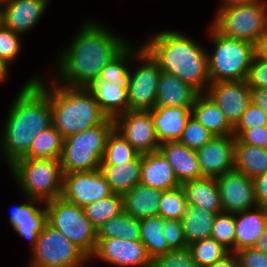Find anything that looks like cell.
I'll list each match as a JSON object with an SVG mask.
<instances>
[{
    "instance_id": "obj_1",
    "label": "cell",
    "mask_w": 267,
    "mask_h": 267,
    "mask_svg": "<svg viewBox=\"0 0 267 267\" xmlns=\"http://www.w3.org/2000/svg\"><path fill=\"white\" fill-rule=\"evenodd\" d=\"M98 21H82L69 45L58 50L50 78L62 85L86 87L131 42Z\"/></svg>"
},
{
    "instance_id": "obj_2",
    "label": "cell",
    "mask_w": 267,
    "mask_h": 267,
    "mask_svg": "<svg viewBox=\"0 0 267 267\" xmlns=\"http://www.w3.org/2000/svg\"><path fill=\"white\" fill-rule=\"evenodd\" d=\"M13 98L0 133V158L8 167L52 125L49 93L37 81H25Z\"/></svg>"
},
{
    "instance_id": "obj_3",
    "label": "cell",
    "mask_w": 267,
    "mask_h": 267,
    "mask_svg": "<svg viewBox=\"0 0 267 267\" xmlns=\"http://www.w3.org/2000/svg\"><path fill=\"white\" fill-rule=\"evenodd\" d=\"M143 46L158 61L160 69L179 77L199 93H205L210 81L207 50L196 39L177 30L149 34Z\"/></svg>"
},
{
    "instance_id": "obj_4",
    "label": "cell",
    "mask_w": 267,
    "mask_h": 267,
    "mask_svg": "<svg viewBox=\"0 0 267 267\" xmlns=\"http://www.w3.org/2000/svg\"><path fill=\"white\" fill-rule=\"evenodd\" d=\"M32 76L26 82L37 81L49 93L52 125L63 138L100 125L108 119L86 87L62 85L53 78L48 83L40 74Z\"/></svg>"
},
{
    "instance_id": "obj_5",
    "label": "cell",
    "mask_w": 267,
    "mask_h": 267,
    "mask_svg": "<svg viewBox=\"0 0 267 267\" xmlns=\"http://www.w3.org/2000/svg\"><path fill=\"white\" fill-rule=\"evenodd\" d=\"M8 168L22 195L45 203L62 196L60 159L19 158Z\"/></svg>"
},
{
    "instance_id": "obj_6",
    "label": "cell",
    "mask_w": 267,
    "mask_h": 267,
    "mask_svg": "<svg viewBox=\"0 0 267 267\" xmlns=\"http://www.w3.org/2000/svg\"><path fill=\"white\" fill-rule=\"evenodd\" d=\"M208 34L209 42L214 47L207 51L210 81L246 80L255 55V45L224 37L211 25Z\"/></svg>"
},
{
    "instance_id": "obj_7",
    "label": "cell",
    "mask_w": 267,
    "mask_h": 267,
    "mask_svg": "<svg viewBox=\"0 0 267 267\" xmlns=\"http://www.w3.org/2000/svg\"><path fill=\"white\" fill-rule=\"evenodd\" d=\"M113 129L114 121L108 118L100 125L64 138L60 159L63 174L98 170Z\"/></svg>"
},
{
    "instance_id": "obj_8",
    "label": "cell",
    "mask_w": 267,
    "mask_h": 267,
    "mask_svg": "<svg viewBox=\"0 0 267 267\" xmlns=\"http://www.w3.org/2000/svg\"><path fill=\"white\" fill-rule=\"evenodd\" d=\"M209 24L230 39L256 44L267 28V0H256L216 10Z\"/></svg>"
},
{
    "instance_id": "obj_9",
    "label": "cell",
    "mask_w": 267,
    "mask_h": 267,
    "mask_svg": "<svg viewBox=\"0 0 267 267\" xmlns=\"http://www.w3.org/2000/svg\"><path fill=\"white\" fill-rule=\"evenodd\" d=\"M47 223L59 230L89 258L97 247V229L86 217L83 207L62 196L45 203Z\"/></svg>"
},
{
    "instance_id": "obj_10",
    "label": "cell",
    "mask_w": 267,
    "mask_h": 267,
    "mask_svg": "<svg viewBox=\"0 0 267 267\" xmlns=\"http://www.w3.org/2000/svg\"><path fill=\"white\" fill-rule=\"evenodd\" d=\"M30 250L28 267H83L90 263L79 247L48 223Z\"/></svg>"
},
{
    "instance_id": "obj_11",
    "label": "cell",
    "mask_w": 267,
    "mask_h": 267,
    "mask_svg": "<svg viewBox=\"0 0 267 267\" xmlns=\"http://www.w3.org/2000/svg\"><path fill=\"white\" fill-rule=\"evenodd\" d=\"M138 46L133 42V59L127 92L129 110L149 111L155 107L161 69L158 61L143 44ZM133 62H136L135 66Z\"/></svg>"
},
{
    "instance_id": "obj_12",
    "label": "cell",
    "mask_w": 267,
    "mask_h": 267,
    "mask_svg": "<svg viewBox=\"0 0 267 267\" xmlns=\"http://www.w3.org/2000/svg\"><path fill=\"white\" fill-rule=\"evenodd\" d=\"M114 130L139 153L146 154L159 150L160 142L151 116V110H129L113 119Z\"/></svg>"
},
{
    "instance_id": "obj_13",
    "label": "cell",
    "mask_w": 267,
    "mask_h": 267,
    "mask_svg": "<svg viewBox=\"0 0 267 267\" xmlns=\"http://www.w3.org/2000/svg\"><path fill=\"white\" fill-rule=\"evenodd\" d=\"M94 260L114 267H151L152 261L140 240L115 237L97 238V247L90 263Z\"/></svg>"
},
{
    "instance_id": "obj_14",
    "label": "cell",
    "mask_w": 267,
    "mask_h": 267,
    "mask_svg": "<svg viewBox=\"0 0 267 267\" xmlns=\"http://www.w3.org/2000/svg\"><path fill=\"white\" fill-rule=\"evenodd\" d=\"M113 194L101 171H83L63 174L62 197L80 207Z\"/></svg>"
},
{
    "instance_id": "obj_15",
    "label": "cell",
    "mask_w": 267,
    "mask_h": 267,
    "mask_svg": "<svg viewBox=\"0 0 267 267\" xmlns=\"http://www.w3.org/2000/svg\"><path fill=\"white\" fill-rule=\"evenodd\" d=\"M223 212L236 214L257 206L253 181L244 173L232 169L216 178Z\"/></svg>"
},
{
    "instance_id": "obj_16",
    "label": "cell",
    "mask_w": 267,
    "mask_h": 267,
    "mask_svg": "<svg viewBox=\"0 0 267 267\" xmlns=\"http://www.w3.org/2000/svg\"><path fill=\"white\" fill-rule=\"evenodd\" d=\"M234 127L251 103V89L246 80L211 82L205 92Z\"/></svg>"
},
{
    "instance_id": "obj_17",
    "label": "cell",
    "mask_w": 267,
    "mask_h": 267,
    "mask_svg": "<svg viewBox=\"0 0 267 267\" xmlns=\"http://www.w3.org/2000/svg\"><path fill=\"white\" fill-rule=\"evenodd\" d=\"M234 136H214L196 150L203 177L217 178L234 169Z\"/></svg>"
},
{
    "instance_id": "obj_18",
    "label": "cell",
    "mask_w": 267,
    "mask_h": 267,
    "mask_svg": "<svg viewBox=\"0 0 267 267\" xmlns=\"http://www.w3.org/2000/svg\"><path fill=\"white\" fill-rule=\"evenodd\" d=\"M23 196L25 200L22 203L11 207L9 222L20 238L28 240L32 249L47 223V212L45 202Z\"/></svg>"
},
{
    "instance_id": "obj_19",
    "label": "cell",
    "mask_w": 267,
    "mask_h": 267,
    "mask_svg": "<svg viewBox=\"0 0 267 267\" xmlns=\"http://www.w3.org/2000/svg\"><path fill=\"white\" fill-rule=\"evenodd\" d=\"M51 0H9L3 7L4 27L25 36L38 25Z\"/></svg>"
},
{
    "instance_id": "obj_20",
    "label": "cell",
    "mask_w": 267,
    "mask_h": 267,
    "mask_svg": "<svg viewBox=\"0 0 267 267\" xmlns=\"http://www.w3.org/2000/svg\"><path fill=\"white\" fill-rule=\"evenodd\" d=\"M159 151L173 168L180 184L203 177L196 150L179 141H167L160 144Z\"/></svg>"
},
{
    "instance_id": "obj_21",
    "label": "cell",
    "mask_w": 267,
    "mask_h": 267,
    "mask_svg": "<svg viewBox=\"0 0 267 267\" xmlns=\"http://www.w3.org/2000/svg\"><path fill=\"white\" fill-rule=\"evenodd\" d=\"M267 226V208H254L235 214L234 252L255 246Z\"/></svg>"
},
{
    "instance_id": "obj_22",
    "label": "cell",
    "mask_w": 267,
    "mask_h": 267,
    "mask_svg": "<svg viewBox=\"0 0 267 267\" xmlns=\"http://www.w3.org/2000/svg\"><path fill=\"white\" fill-rule=\"evenodd\" d=\"M199 92L173 74L161 70L155 107H192Z\"/></svg>"
},
{
    "instance_id": "obj_23",
    "label": "cell",
    "mask_w": 267,
    "mask_h": 267,
    "mask_svg": "<svg viewBox=\"0 0 267 267\" xmlns=\"http://www.w3.org/2000/svg\"><path fill=\"white\" fill-rule=\"evenodd\" d=\"M151 116L160 144L167 141H179L187 120L191 116V107H154L151 110Z\"/></svg>"
},
{
    "instance_id": "obj_24",
    "label": "cell",
    "mask_w": 267,
    "mask_h": 267,
    "mask_svg": "<svg viewBox=\"0 0 267 267\" xmlns=\"http://www.w3.org/2000/svg\"><path fill=\"white\" fill-rule=\"evenodd\" d=\"M140 184L162 191L181 185L173 168L159 150L142 154Z\"/></svg>"
},
{
    "instance_id": "obj_25",
    "label": "cell",
    "mask_w": 267,
    "mask_h": 267,
    "mask_svg": "<svg viewBox=\"0 0 267 267\" xmlns=\"http://www.w3.org/2000/svg\"><path fill=\"white\" fill-rule=\"evenodd\" d=\"M86 88L93 94L95 100L108 118L114 119L118 115L129 111L128 93L117 83L93 79Z\"/></svg>"
},
{
    "instance_id": "obj_26",
    "label": "cell",
    "mask_w": 267,
    "mask_h": 267,
    "mask_svg": "<svg viewBox=\"0 0 267 267\" xmlns=\"http://www.w3.org/2000/svg\"><path fill=\"white\" fill-rule=\"evenodd\" d=\"M188 205L197 206L216 214L223 212L216 178L202 177L181 184Z\"/></svg>"
},
{
    "instance_id": "obj_27",
    "label": "cell",
    "mask_w": 267,
    "mask_h": 267,
    "mask_svg": "<svg viewBox=\"0 0 267 267\" xmlns=\"http://www.w3.org/2000/svg\"><path fill=\"white\" fill-rule=\"evenodd\" d=\"M191 116L214 136H233V127L206 93H199L196 97Z\"/></svg>"
},
{
    "instance_id": "obj_28",
    "label": "cell",
    "mask_w": 267,
    "mask_h": 267,
    "mask_svg": "<svg viewBox=\"0 0 267 267\" xmlns=\"http://www.w3.org/2000/svg\"><path fill=\"white\" fill-rule=\"evenodd\" d=\"M162 190L137 184L123 194L124 212L137 218L159 216Z\"/></svg>"
},
{
    "instance_id": "obj_29",
    "label": "cell",
    "mask_w": 267,
    "mask_h": 267,
    "mask_svg": "<svg viewBox=\"0 0 267 267\" xmlns=\"http://www.w3.org/2000/svg\"><path fill=\"white\" fill-rule=\"evenodd\" d=\"M142 154L133 161L121 165H100L99 170L113 193L124 194L140 183Z\"/></svg>"
},
{
    "instance_id": "obj_30",
    "label": "cell",
    "mask_w": 267,
    "mask_h": 267,
    "mask_svg": "<svg viewBox=\"0 0 267 267\" xmlns=\"http://www.w3.org/2000/svg\"><path fill=\"white\" fill-rule=\"evenodd\" d=\"M216 213L203 208L188 205L186 213L182 217V227L187 244L209 238L212 233V226Z\"/></svg>"
},
{
    "instance_id": "obj_31",
    "label": "cell",
    "mask_w": 267,
    "mask_h": 267,
    "mask_svg": "<svg viewBox=\"0 0 267 267\" xmlns=\"http://www.w3.org/2000/svg\"><path fill=\"white\" fill-rule=\"evenodd\" d=\"M234 169L251 179L267 172V149L236 142L234 147Z\"/></svg>"
},
{
    "instance_id": "obj_32",
    "label": "cell",
    "mask_w": 267,
    "mask_h": 267,
    "mask_svg": "<svg viewBox=\"0 0 267 267\" xmlns=\"http://www.w3.org/2000/svg\"><path fill=\"white\" fill-rule=\"evenodd\" d=\"M138 220L140 241L144 244L151 259L172 250L162 232L161 216L145 217Z\"/></svg>"
},
{
    "instance_id": "obj_33",
    "label": "cell",
    "mask_w": 267,
    "mask_h": 267,
    "mask_svg": "<svg viewBox=\"0 0 267 267\" xmlns=\"http://www.w3.org/2000/svg\"><path fill=\"white\" fill-rule=\"evenodd\" d=\"M63 140L64 138L61 133L53 125H51L36 136L29 151L22 158L61 159L63 152Z\"/></svg>"
},
{
    "instance_id": "obj_34",
    "label": "cell",
    "mask_w": 267,
    "mask_h": 267,
    "mask_svg": "<svg viewBox=\"0 0 267 267\" xmlns=\"http://www.w3.org/2000/svg\"><path fill=\"white\" fill-rule=\"evenodd\" d=\"M132 59L133 41L105 65L98 78L102 81L117 83L120 88L125 89L128 92Z\"/></svg>"
},
{
    "instance_id": "obj_35",
    "label": "cell",
    "mask_w": 267,
    "mask_h": 267,
    "mask_svg": "<svg viewBox=\"0 0 267 267\" xmlns=\"http://www.w3.org/2000/svg\"><path fill=\"white\" fill-rule=\"evenodd\" d=\"M140 240L139 220L126 212L110 218L97 229V238Z\"/></svg>"
},
{
    "instance_id": "obj_36",
    "label": "cell",
    "mask_w": 267,
    "mask_h": 267,
    "mask_svg": "<svg viewBox=\"0 0 267 267\" xmlns=\"http://www.w3.org/2000/svg\"><path fill=\"white\" fill-rule=\"evenodd\" d=\"M83 210L92 225L98 229L110 218L118 216L124 211L123 195L113 193L104 199L84 206Z\"/></svg>"
},
{
    "instance_id": "obj_37",
    "label": "cell",
    "mask_w": 267,
    "mask_h": 267,
    "mask_svg": "<svg viewBox=\"0 0 267 267\" xmlns=\"http://www.w3.org/2000/svg\"><path fill=\"white\" fill-rule=\"evenodd\" d=\"M139 153L114 129L108 135L100 165H121L133 161Z\"/></svg>"
},
{
    "instance_id": "obj_38",
    "label": "cell",
    "mask_w": 267,
    "mask_h": 267,
    "mask_svg": "<svg viewBox=\"0 0 267 267\" xmlns=\"http://www.w3.org/2000/svg\"><path fill=\"white\" fill-rule=\"evenodd\" d=\"M188 247L198 267L211 266L230 252L212 237L190 243Z\"/></svg>"
},
{
    "instance_id": "obj_39",
    "label": "cell",
    "mask_w": 267,
    "mask_h": 267,
    "mask_svg": "<svg viewBox=\"0 0 267 267\" xmlns=\"http://www.w3.org/2000/svg\"><path fill=\"white\" fill-rule=\"evenodd\" d=\"M187 200L182 186L162 192L159 202V216L181 220L186 213Z\"/></svg>"
},
{
    "instance_id": "obj_40",
    "label": "cell",
    "mask_w": 267,
    "mask_h": 267,
    "mask_svg": "<svg viewBox=\"0 0 267 267\" xmlns=\"http://www.w3.org/2000/svg\"><path fill=\"white\" fill-rule=\"evenodd\" d=\"M230 252H234L235 214L221 212L216 215L211 236Z\"/></svg>"
},
{
    "instance_id": "obj_41",
    "label": "cell",
    "mask_w": 267,
    "mask_h": 267,
    "mask_svg": "<svg viewBox=\"0 0 267 267\" xmlns=\"http://www.w3.org/2000/svg\"><path fill=\"white\" fill-rule=\"evenodd\" d=\"M214 135L192 116L189 117L179 142L190 149L197 150L209 142Z\"/></svg>"
},
{
    "instance_id": "obj_42",
    "label": "cell",
    "mask_w": 267,
    "mask_h": 267,
    "mask_svg": "<svg viewBox=\"0 0 267 267\" xmlns=\"http://www.w3.org/2000/svg\"><path fill=\"white\" fill-rule=\"evenodd\" d=\"M151 267H198L193 260L189 247L170 250L169 252L156 256L151 261Z\"/></svg>"
},
{
    "instance_id": "obj_43",
    "label": "cell",
    "mask_w": 267,
    "mask_h": 267,
    "mask_svg": "<svg viewBox=\"0 0 267 267\" xmlns=\"http://www.w3.org/2000/svg\"><path fill=\"white\" fill-rule=\"evenodd\" d=\"M22 37L5 27L0 30V57L10 66L22 51Z\"/></svg>"
},
{
    "instance_id": "obj_44",
    "label": "cell",
    "mask_w": 267,
    "mask_h": 267,
    "mask_svg": "<svg viewBox=\"0 0 267 267\" xmlns=\"http://www.w3.org/2000/svg\"><path fill=\"white\" fill-rule=\"evenodd\" d=\"M264 126H267V115L258 106L250 103L233 127V136L237 138L244 130Z\"/></svg>"
},
{
    "instance_id": "obj_45",
    "label": "cell",
    "mask_w": 267,
    "mask_h": 267,
    "mask_svg": "<svg viewBox=\"0 0 267 267\" xmlns=\"http://www.w3.org/2000/svg\"><path fill=\"white\" fill-rule=\"evenodd\" d=\"M161 222L163 225V235L172 250L188 247L181 220H173L161 216Z\"/></svg>"
},
{
    "instance_id": "obj_46",
    "label": "cell",
    "mask_w": 267,
    "mask_h": 267,
    "mask_svg": "<svg viewBox=\"0 0 267 267\" xmlns=\"http://www.w3.org/2000/svg\"><path fill=\"white\" fill-rule=\"evenodd\" d=\"M246 82L250 89L267 88V59L254 55Z\"/></svg>"
},
{
    "instance_id": "obj_47",
    "label": "cell",
    "mask_w": 267,
    "mask_h": 267,
    "mask_svg": "<svg viewBox=\"0 0 267 267\" xmlns=\"http://www.w3.org/2000/svg\"><path fill=\"white\" fill-rule=\"evenodd\" d=\"M239 267H267V254L252 248H244L234 252Z\"/></svg>"
},
{
    "instance_id": "obj_48",
    "label": "cell",
    "mask_w": 267,
    "mask_h": 267,
    "mask_svg": "<svg viewBox=\"0 0 267 267\" xmlns=\"http://www.w3.org/2000/svg\"><path fill=\"white\" fill-rule=\"evenodd\" d=\"M235 142L267 149V126L244 130Z\"/></svg>"
},
{
    "instance_id": "obj_49",
    "label": "cell",
    "mask_w": 267,
    "mask_h": 267,
    "mask_svg": "<svg viewBox=\"0 0 267 267\" xmlns=\"http://www.w3.org/2000/svg\"><path fill=\"white\" fill-rule=\"evenodd\" d=\"M257 206L267 208V172L252 179Z\"/></svg>"
},
{
    "instance_id": "obj_50",
    "label": "cell",
    "mask_w": 267,
    "mask_h": 267,
    "mask_svg": "<svg viewBox=\"0 0 267 267\" xmlns=\"http://www.w3.org/2000/svg\"><path fill=\"white\" fill-rule=\"evenodd\" d=\"M251 103L267 115V88L251 89Z\"/></svg>"
},
{
    "instance_id": "obj_51",
    "label": "cell",
    "mask_w": 267,
    "mask_h": 267,
    "mask_svg": "<svg viewBox=\"0 0 267 267\" xmlns=\"http://www.w3.org/2000/svg\"><path fill=\"white\" fill-rule=\"evenodd\" d=\"M208 267H239V264L235 253L229 252L223 258Z\"/></svg>"
},
{
    "instance_id": "obj_52",
    "label": "cell",
    "mask_w": 267,
    "mask_h": 267,
    "mask_svg": "<svg viewBox=\"0 0 267 267\" xmlns=\"http://www.w3.org/2000/svg\"><path fill=\"white\" fill-rule=\"evenodd\" d=\"M255 55L267 59V28L255 44Z\"/></svg>"
},
{
    "instance_id": "obj_53",
    "label": "cell",
    "mask_w": 267,
    "mask_h": 267,
    "mask_svg": "<svg viewBox=\"0 0 267 267\" xmlns=\"http://www.w3.org/2000/svg\"><path fill=\"white\" fill-rule=\"evenodd\" d=\"M11 66L0 57V84L6 83L10 78Z\"/></svg>"
},
{
    "instance_id": "obj_54",
    "label": "cell",
    "mask_w": 267,
    "mask_h": 267,
    "mask_svg": "<svg viewBox=\"0 0 267 267\" xmlns=\"http://www.w3.org/2000/svg\"><path fill=\"white\" fill-rule=\"evenodd\" d=\"M254 248L258 251L264 252L267 254V226L262 233V235L257 240Z\"/></svg>"
},
{
    "instance_id": "obj_55",
    "label": "cell",
    "mask_w": 267,
    "mask_h": 267,
    "mask_svg": "<svg viewBox=\"0 0 267 267\" xmlns=\"http://www.w3.org/2000/svg\"><path fill=\"white\" fill-rule=\"evenodd\" d=\"M256 0H220L219 7L216 8L217 10L219 9H224L230 6L238 5V4H248L251 2H254Z\"/></svg>"
},
{
    "instance_id": "obj_56",
    "label": "cell",
    "mask_w": 267,
    "mask_h": 267,
    "mask_svg": "<svg viewBox=\"0 0 267 267\" xmlns=\"http://www.w3.org/2000/svg\"><path fill=\"white\" fill-rule=\"evenodd\" d=\"M4 27V19H3V12L2 8L0 7V30Z\"/></svg>"
},
{
    "instance_id": "obj_57",
    "label": "cell",
    "mask_w": 267,
    "mask_h": 267,
    "mask_svg": "<svg viewBox=\"0 0 267 267\" xmlns=\"http://www.w3.org/2000/svg\"><path fill=\"white\" fill-rule=\"evenodd\" d=\"M9 0H0V7L2 8Z\"/></svg>"
}]
</instances>
